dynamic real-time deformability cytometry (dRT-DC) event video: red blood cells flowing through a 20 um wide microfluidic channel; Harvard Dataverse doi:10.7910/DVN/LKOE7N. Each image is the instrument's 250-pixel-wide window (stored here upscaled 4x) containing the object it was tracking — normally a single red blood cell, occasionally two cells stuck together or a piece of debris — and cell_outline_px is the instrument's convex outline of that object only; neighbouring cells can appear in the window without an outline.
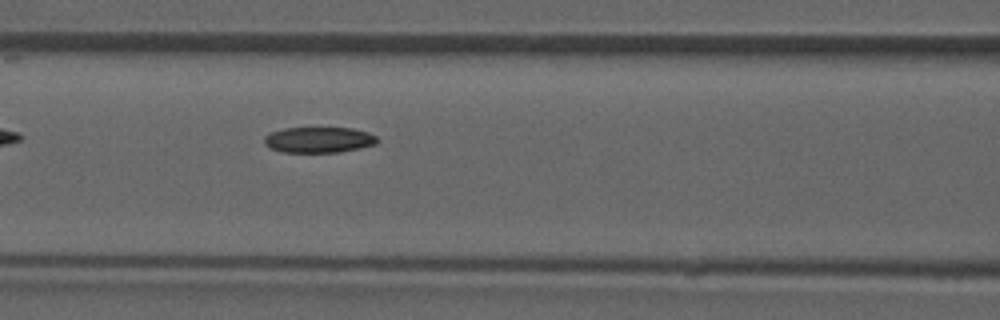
{"species": "common noctule bat (a hibernating species)", "species_latin": "Nyctalus noctula", "temperature_condition": "room temperature", "stored_images_in_passage": 5, "camera_frame_rate_fps": 3000, "um_per_image_px": 0.085, "animal": {"sex": "male", "forearm_length_mm": 52.5}, "frame": {"image": 1, "passage_image": 5, "time_ms": 6.667, "image_size_px": [1000, 320], "cell_outline_px": [[380, 140], [376, 144], [360, 148], [340, 152], [280, 152], [264, 144], [264, 136], [268, 132], [284, 128], [352, 128], [368, 132], [376, 136]], "centroid_in_image_um": [27.09, 11.88], "position_along_channel_um": 139.5, "area_um2": 17.11}}